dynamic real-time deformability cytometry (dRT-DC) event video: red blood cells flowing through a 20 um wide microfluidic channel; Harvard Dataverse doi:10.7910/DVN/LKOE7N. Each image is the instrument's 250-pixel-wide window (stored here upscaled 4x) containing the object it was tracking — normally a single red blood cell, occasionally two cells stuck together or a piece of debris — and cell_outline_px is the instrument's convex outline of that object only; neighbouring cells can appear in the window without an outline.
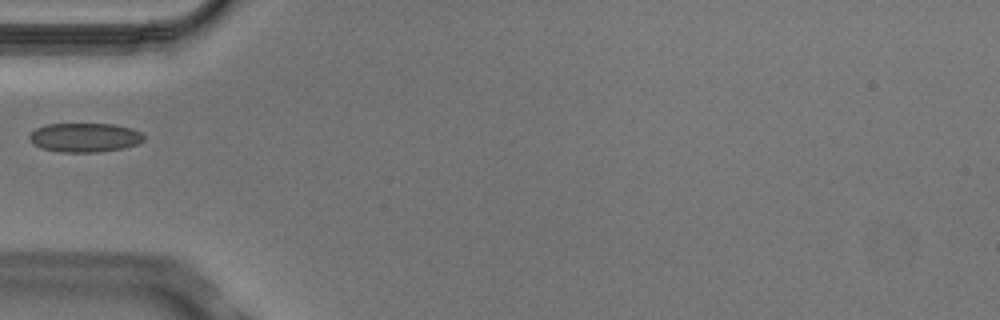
{"species": "Egyptian fruit bat (a non-hibernating species)", "species_latin": "Rousettus aegyptiacus", "temperature_condition": "cold", "stored_images_in_passage": 1, "camera_frame_rate_fps": 3000, "um_per_image_px": 0.085, "animal": {"sex": "male"}, "frame": {"image": 1, "passage_image": 1, "time_ms": 0.0, "image_size_px": [1000, 320], "cell_outline_px": [[144, 140], [136, 144], [124, 148], [100, 152], [60, 152], [40, 148], [32, 144], [28, 136], [36, 128], [48, 124], [116, 124], [132, 128], [140, 132], [144, 136]], "centroid_in_image_um": [7.19, 11.69], "position_along_channel_um": 77.8, "area_um2": 19.54}}